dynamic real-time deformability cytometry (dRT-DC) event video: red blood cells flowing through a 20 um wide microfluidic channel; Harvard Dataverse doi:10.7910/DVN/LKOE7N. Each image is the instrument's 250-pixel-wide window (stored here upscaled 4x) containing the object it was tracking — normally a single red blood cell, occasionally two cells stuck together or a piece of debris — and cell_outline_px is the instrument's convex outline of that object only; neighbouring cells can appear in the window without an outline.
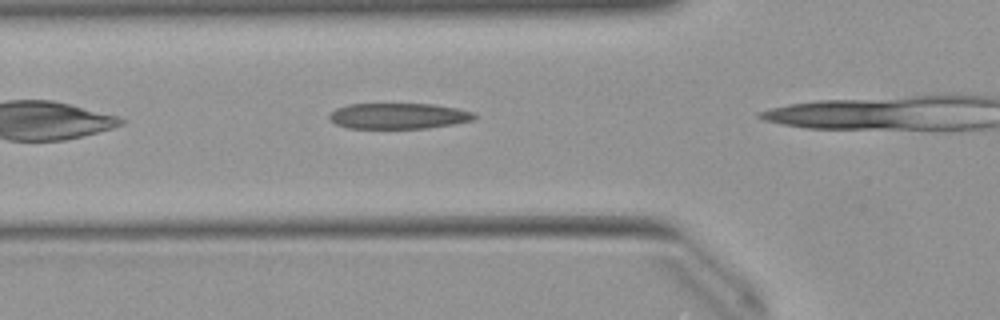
{"species": "Egyptian fruit bat (a non-hibernating species)", "species_latin": "Rousettus aegyptiacus", "temperature_condition": "warm", "stored_images_in_passage": 27, "camera_frame_rate_fps": 3000, "um_per_image_px": 0.085, "animal": {"sex": "female"}, "frame": {"image": 1, "passage_image": 5, "time_ms": 1.333, "image_size_px": [1000, 320], "cell_outline_px": [[476, 120], [428, 128], [348, 128], [336, 124], [328, 116], [336, 108], [348, 104], [432, 104], [456, 108], [476, 112]], "centroid_in_image_um": [33.91, 9.85], "position_along_channel_um": 91.9, "area_um2": 21.79}}
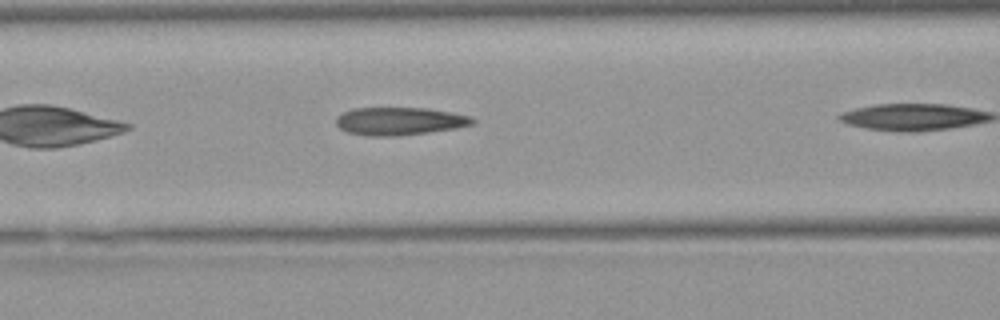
{"frame": {"image": 2, "passage_image": 8, "time_ms": 2.333, "image_size_px": [1000, 320], "cell_outline_px": [[476, 120], [472, 124], [456, 128], [428, 132], [396, 136], [364, 136], [348, 132], [340, 128], [336, 124], [336, 116], [352, 108], [424, 108], [452, 112], [472, 116]], "centroid_in_image_um": [33.95, 10.3], "position_along_channel_um": 132.7, "area_um2": 22.2}}